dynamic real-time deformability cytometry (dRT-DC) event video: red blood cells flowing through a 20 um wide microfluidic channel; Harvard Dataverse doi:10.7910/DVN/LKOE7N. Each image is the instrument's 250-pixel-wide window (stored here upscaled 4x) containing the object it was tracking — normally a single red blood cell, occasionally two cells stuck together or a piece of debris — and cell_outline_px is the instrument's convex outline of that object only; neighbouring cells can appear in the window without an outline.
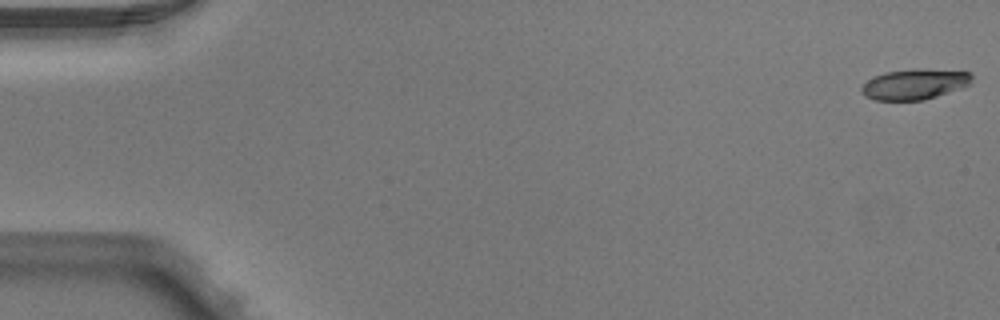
{"species": "Egyptian fruit bat (a non-hibernating species)", "species_latin": "Rousettus aegyptiacus", "temperature_condition": "warm", "stored_images_in_passage": 4, "camera_frame_rate_fps": 3000, "um_per_image_px": 0.085, "animal": {"sex": "male"}, "frame": {"image": 1, "passage_image": 1, "time_ms": 0.0, "image_size_px": [1000, 320], "cell_outline_px": [[972, 84], [924, 100], [876, 100], [864, 96], [860, 92], [860, 88], [872, 76], [884, 72], [916, 68], [920, 68], [972, 72]], "centroid_in_image_um": [77.73, 7.14], "position_along_channel_um": 7.3, "area_um2": 19.83}}